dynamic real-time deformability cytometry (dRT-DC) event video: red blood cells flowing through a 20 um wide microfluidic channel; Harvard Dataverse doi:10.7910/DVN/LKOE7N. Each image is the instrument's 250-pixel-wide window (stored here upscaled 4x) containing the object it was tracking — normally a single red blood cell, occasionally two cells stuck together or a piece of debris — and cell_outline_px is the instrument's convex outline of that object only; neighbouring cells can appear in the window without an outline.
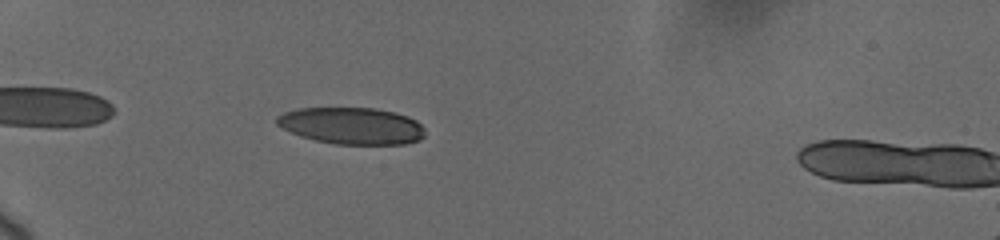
{"species": "human", "species_latin": "Homo sapiens", "temperature_condition": "cold", "stored_images_in_passage": 11, "camera_frame_rate_fps": 3000, "um_per_image_px": 0.085, "donor": {"sex": "female"}, "frame": {"image": 1, "passage_image": 8, "time_ms": 1.333, "image_size_px": [1000, 240], "cell_outline_px": [[424, 136], [420, 140], [404, 144], [336, 144], [316, 140], [300, 136], [276, 124], [276, 116], [284, 112], [300, 108], [376, 108], [396, 112], [408, 116], [416, 120], [424, 128]], "centroid_in_image_um": [29.92, 10.69], "position_along_channel_um": 55.1, "area_um2": 31.79}}